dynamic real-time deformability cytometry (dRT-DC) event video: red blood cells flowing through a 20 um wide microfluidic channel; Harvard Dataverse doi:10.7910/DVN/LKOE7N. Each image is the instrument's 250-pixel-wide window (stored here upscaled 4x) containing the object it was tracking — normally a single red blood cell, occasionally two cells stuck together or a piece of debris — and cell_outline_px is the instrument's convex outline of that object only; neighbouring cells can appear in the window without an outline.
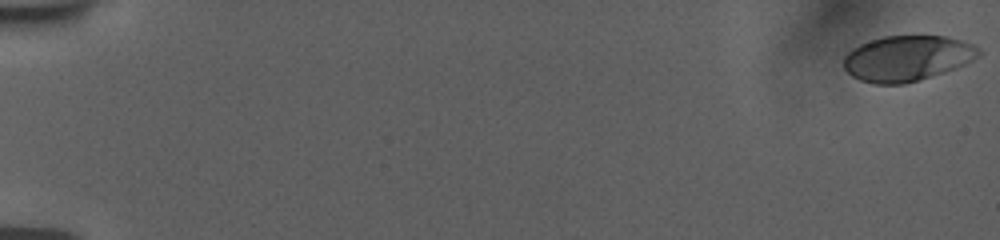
{"species": "human", "species_latin": "Homo sapiens", "temperature_condition": "room temperature", "stored_images_in_passage": 57, "camera_frame_rate_fps": 3000, "um_per_image_px": 0.085, "donor": {"sex": "female"}, "frame": {"image": 1, "passage_image": 1, "time_ms": 0.0, "image_size_px": [1000, 240], "cell_outline_px": [[980, 56], [956, 68], [944, 72], [904, 84], [872, 84], [860, 80], [852, 76], [844, 68], [844, 56], [852, 48], [860, 44], [884, 36], [948, 36], [972, 44], [980, 48]], "centroid_in_image_um": [77.1, 4.95], "position_along_channel_um": 7.9, "area_um2": 35.72}}
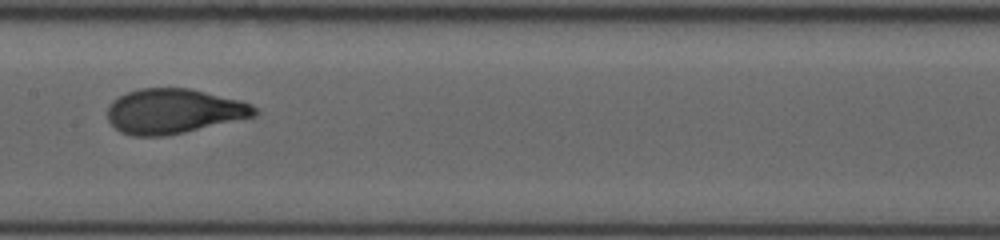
{"frame": {"image": 2, "passage_image": 31, "time_ms": 10.0, "image_size_px": [1000, 240], "cell_outline_px": [[260, 112], [256, 116], [184, 132], [164, 136], [132, 136], [120, 132], [108, 120], [108, 108], [112, 100], [128, 92], [140, 88], [188, 88], [240, 100], [252, 104]], "centroid_in_image_um": [14.77, 9.45], "position_along_channel_um": 192.6, "area_um2": 38.32}}
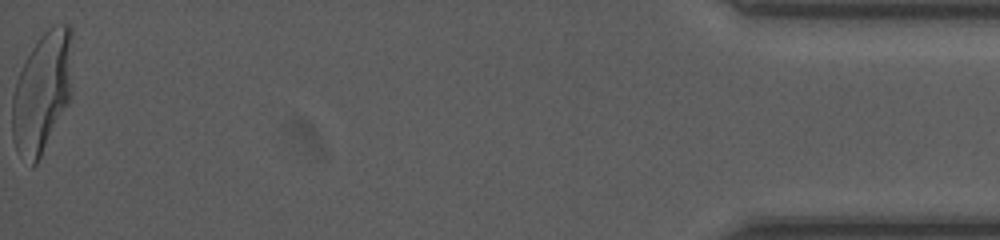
{"frame": {"image": 3, "passage_image": 57, "time_ms": 18.667, "image_size_px": [1000, 240], "cell_outline_px": [[72, 36], [68, 100], [36, 164], [32, 168], [16, 148], [12, 140], [12, 96], [16, 80], [32, 48], [40, 36], [52, 24], [68, 24], [72, 28]], "centroid_in_image_um": [3.54, 7.8], "position_along_channel_um": 431.7, "area_um2": 41.21}, "authors_computed_cell_mechanics": {"area_um2": 38.148, "velocity_mm_per_s": 3.7539, "shape_relaxation_time_tau1_ms": 3.6409, "shape_relaxation_time_tau2_ms": null, "deformation_change_tau1": 0.188, "deformation_change_tau2": null}}